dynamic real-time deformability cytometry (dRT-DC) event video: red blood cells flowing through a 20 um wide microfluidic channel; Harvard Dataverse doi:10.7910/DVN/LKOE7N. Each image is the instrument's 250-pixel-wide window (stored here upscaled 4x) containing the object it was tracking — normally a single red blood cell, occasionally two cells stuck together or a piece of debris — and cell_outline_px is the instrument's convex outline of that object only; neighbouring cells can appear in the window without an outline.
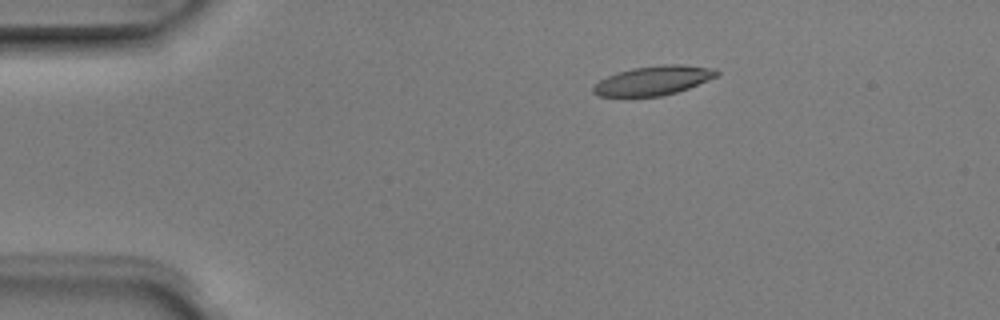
{"species": "Egyptian fruit bat (a non-hibernating species)", "species_latin": "Rousettus aegyptiacus", "temperature_condition": "room temperature", "stored_images_in_passage": 4, "camera_frame_rate_fps": 3000, "um_per_image_px": 0.085, "animal": {"sex": "male"}, "frame": {"image": 1, "passage_image": 2, "time_ms": 0.333, "image_size_px": [1000, 320], "cell_outline_px": [[720, 72], [716, 76], [688, 88], [676, 92], [660, 96], [600, 96], [592, 92], [592, 88], [600, 80], [616, 72], [632, 68], [660, 64], [680, 64], [716, 68]], "centroid_in_image_um": [55.54, 6.82], "position_along_channel_um": 29.5, "area_um2": 20.92}}